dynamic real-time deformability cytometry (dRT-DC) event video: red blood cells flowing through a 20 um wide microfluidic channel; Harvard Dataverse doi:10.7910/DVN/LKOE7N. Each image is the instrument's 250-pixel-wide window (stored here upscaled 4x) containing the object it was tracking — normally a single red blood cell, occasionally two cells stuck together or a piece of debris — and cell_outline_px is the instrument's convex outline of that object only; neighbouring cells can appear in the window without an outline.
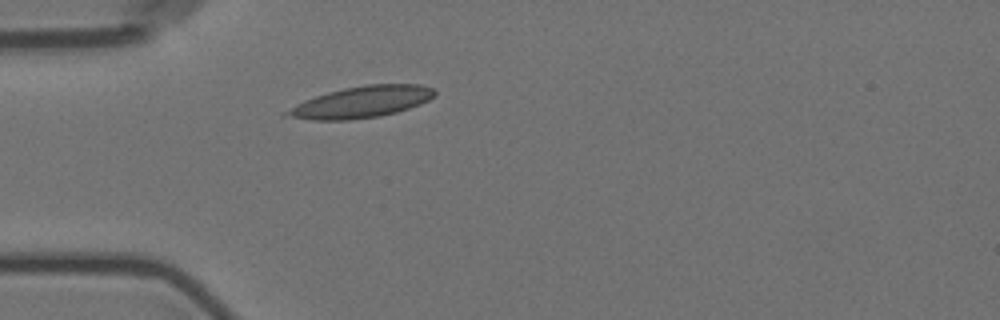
{"species": "Egyptian fruit bat (a non-hibernating species)", "species_latin": "Rousettus aegyptiacus", "temperature_condition": "room temperature", "stored_images_in_passage": 1, "camera_frame_rate_fps": 3000, "um_per_image_px": 0.085, "animal": {"sex": "female"}, "frame": {"image": 1, "passage_image": 1, "time_ms": 0.0, "image_size_px": [1000, 320], "cell_outline_px": [[436, 96], [420, 104], [396, 112], [380, 116], [348, 120], [312, 120], [280, 116], [280, 112], [304, 100], [328, 92], [344, 88], [368, 84], [420, 84], [432, 88], [436, 92]], "centroid_in_image_um": [30.66, 8.68], "position_along_channel_um": 54.3, "area_um2": 27.28}}